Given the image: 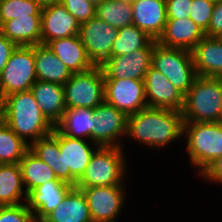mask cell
I'll use <instances>...</instances> for the list:
<instances>
[{
  "mask_svg": "<svg viewBox=\"0 0 222 222\" xmlns=\"http://www.w3.org/2000/svg\"><path fill=\"white\" fill-rule=\"evenodd\" d=\"M74 186L62 180H50L27 194L26 204L36 222H41L63 200Z\"/></svg>",
  "mask_w": 222,
  "mask_h": 222,
  "instance_id": "obj_17",
  "label": "cell"
},
{
  "mask_svg": "<svg viewBox=\"0 0 222 222\" xmlns=\"http://www.w3.org/2000/svg\"><path fill=\"white\" fill-rule=\"evenodd\" d=\"M2 120L28 144L54 130L31 90L15 92L2 99Z\"/></svg>",
  "mask_w": 222,
  "mask_h": 222,
  "instance_id": "obj_2",
  "label": "cell"
},
{
  "mask_svg": "<svg viewBox=\"0 0 222 222\" xmlns=\"http://www.w3.org/2000/svg\"><path fill=\"white\" fill-rule=\"evenodd\" d=\"M201 177L207 181L222 183V156L213 161L201 174Z\"/></svg>",
  "mask_w": 222,
  "mask_h": 222,
  "instance_id": "obj_39",
  "label": "cell"
},
{
  "mask_svg": "<svg viewBox=\"0 0 222 222\" xmlns=\"http://www.w3.org/2000/svg\"><path fill=\"white\" fill-rule=\"evenodd\" d=\"M222 108V94L216 77L197 76L184 95V122H216Z\"/></svg>",
  "mask_w": 222,
  "mask_h": 222,
  "instance_id": "obj_5",
  "label": "cell"
},
{
  "mask_svg": "<svg viewBox=\"0 0 222 222\" xmlns=\"http://www.w3.org/2000/svg\"><path fill=\"white\" fill-rule=\"evenodd\" d=\"M219 81V86L221 88V94H222V76L216 77Z\"/></svg>",
  "mask_w": 222,
  "mask_h": 222,
  "instance_id": "obj_44",
  "label": "cell"
},
{
  "mask_svg": "<svg viewBox=\"0 0 222 222\" xmlns=\"http://www.w3.org/2000/svg\"><path fill=\"white\" fill-rule=\"evenodd\" d=\"M1 33L16 46L41 44V17H18L5 22Z\"/></svg>",
  "mask_w": 222,
  "mask_h": 222,
  "instance_id": "obj_26",
  "label": "cell"
},
{
  "mask_svg": "<svg viewBox=\"0 0 222 222\" xmlns=\"http://www.w3.org/2000/svg\"><path fill=\"white\" fill-rule=\"evenodd\" d=\"M37 80L64 85L72 73L65 64L44 44L33 46Z\"/></svg>",
  "mask_w": 222,
  "mask_h": 222,
  "instance_id": "obj_25",
  "label": "cell"
},
{
  "mask_svg": "<svg viewBox=\"0 0 222 222\" xmlns=\"http://www.w3.org/2000/svg\"><path fill=\"white\" fill-rule=\"evenodd\" d=\"M145 99L148 107L182 111L184 95L158 70L149 67L144 78Z\"/></svg>",
  "mask_w": 222,
  "mask_h": 222,
  "instance_id": "obj_15",
  "label": "cell"
},
{
  "mask_svg": "<svg viewBox=\"0 0 222 222\" xmlns=\"http://www.w3.org/2000/svg\"><path fill=\"white\" fill-rule=\"evenodd\" d=\"M123 148L99 146L75 187L125 185L127 167Z\"/></svg>",
  "mask_w": 222,
  "mask_h": 222,
  "instance_id": "obj_4",
  "label": "cell"
},
{
  "mask_svg": "<svg viewBox=\"0 0 222 222\" xmlns=\"http://www.w3.org/2000/svg\"><path fill=\"white\" fill-rule=\"evenodd\" d=\"M35 1L38 2L42 7L61 2V0H35Z\"/></svg>",
  "mask_w": 222,
  "mask_h": 222,
  "instance_id": "obj_41",
  "label": "cell"
},
{
  "mask_svg": "<svg viewBox=\"0 0 222 222\" xmlns=\"http://www.w3.org/2000/svg\"><path fill=\"white\" fill-rule=\"evenodd\" d=\"M205 36V32L190 18L167 19L157 42L164 47L192 51Z\"/></svg>",
  "mask_w": 222,
  "mask_h": 222,
  "instance_id": "obj_19",
  "label": "cell"
},
{
  "mask_svg": "<svg viewBox=\"0 0 222 222\" xmlns=\"http://www.w3.org/2000/svg\"><path fill=\"white\" fill-rule=\"evenodd\" d=\"M105 102L127 115L147 107L144 80L104 79Z\"/></svg>",
  "mask_w": 222,
  "mask_h": 222,
  "instance_id": "obj_13",
  "label": "cell"
},
{
  "mask_svg": "<svg viewBox=\"0 0 222 222\" xmlns=\"http://www.w3.org/2000/svg\"><path fill=\"white\" fill-rule=\"evenodd\" d=\"M66 109L89 108L105 101L104 73L100 66L81 73H72L63 85Z\"/></svg>",
  "mask_w": 222,
  "mask_h": 222,
  "instance_id": "obj_7",
  "label": "cell"
},
{
  "mask_svg": "<svg viewBox=\"0 0 222 222\" xmlns=\"http://www.w3.org/2000/svg\"><path fill=\"white\" fill-rule=\"evenodd\" d=\"M91 142L99 146L123 147L121 137L127 134L128 115L105 101L93 109Z\"/></svg>",
  "mask_w": 222,
  "mask_h": 222,
  "instance_id": "obj_9",
  "label": "cell"
},
{
  "mask_svg": "<svg viewBox=\"0 0 222 222\" xmlns=\"http://www.w3.org/2000/svg\"><path fill=\"white\" fill-rule=\"evenodd\" d=\"M183 125L181 111L147 106L128 115L126 137L152 148H164L183 138Z\"/></svg>",
  "mask_w": 222,
  "mask_h": 222,
  "instance_id": "obj_1",
  "label": "cell"
},
{
  "mask_svg": "<svg viewBox=\"0 0 222 222\" xmlns=\"http://www.w3.org/2000/svg\"><path fill=\"white\" fill-rule=\"evenodd\" d=\"M29 150L51 167L57 179L70 184V171H64V157L59 150V130H54L29 144Z\"/></svg>",
  "mask_w": 222,
  "mask_h": 222,
  "instance_id": "obj_24",
  "label": "cell"
},
{
  "mask_svg": "<svg viewBox=\"0 0 222 222\" xmlns=\"http://www.w3.org/2000/svg\"><path fill=\"white\" fill-rule=\"evenodd\" d=\"M151 66L162 73L183 95L189 91L197 77L191 51L164 47L158 42L152 50Z\"/></svg>",
  "mask_w": 222,
  "mask_h": 222,
  "instance_id": "obj_6",
  "label": "cell"
},
{
  "mask_svg": "<svg viewBox=\"0 0 222 222\" xmlns=\"http://www.w3.org/2000/svg\"><path fill=\"white\" fill-rule=\"evenodd\" d=\"M42 6L35 0H0L2 25L18 17H41Z\"/></svg>",
  "mask_w": 222,
  "mask_h": 222,
  "instance_id": "obj_33",
  "label": "cell"
},
{
  "mask_svg": "<svg viewBox=\"0 0 222 222\" xmlns=\"http://www.w3.org/2000/svg\"><path fill=\"white\" fill-rule=\"evenodd\" d=\"M215 3L208 0H192L190 19L204 32L208 29Z\"/></svg>",
  "mask_w": 222,
  "mask_h": 222,
  "instance_id": "obj_34",
  "label": "cell"
},
{
  "mask_svg": "<svg viewBox=\"0 0 222 222\" xmlns=\"http://www.w3.org/2000/svg\"><path fill=\"white\" fill-rule=\"evenodd\" d=\"M41 222H93L86 196L81 189L73 187L61 203Z\"/></svg>",
  "mask_w": 222,
  "mask_h": 222,
  "instance_id": "obj_23",
  "label": "cell"
},
{
  "mask_svg": "<svg viewBox=\"0 0 222 222\" xmlns=\"http://www.w3.org/2000/svg\"><path fill=\"white\" fill-rule=\"evenodd\" d=\"M205 35L211 38H222V2L215 3L213 14Z\"/></svg>",
  "mask_w": 222,
  "mask_h": 222,
  "instance_id": "obj_38",
  "label": "cell"
},
{
  "mask_svg": "<svg viewBox=\"0 0 222 222\" xmlns=\"http://www.w3.org/2000/svg\"><path fill=\"white\" fill-rule=\"evenodd\" d=\"M1 30H2V23H1V20H0V33H1Z\"/></svg>",
  "mask_w": 222,
  "mask_h": 222,
  "instance_id": "obj_48",
  "label": "cell"
},
{
  "mask_svg": "<svg viewBox=\"0 0 222 222\" xmlns=\"http://www.w3.org/2000/svg\"><path fill=\"white\" fill-rule=\"evenodd\" d=\"M93 116V109H66L61 121L55 127L68 137L84 140L87 138L91 141V132L95 127Z\"/></svg>",
  "mask_w": 222,
  "mask_h": 222,
  "instance_id": "obj_28",
  "label": "cell"
},
{
  "mask_svg": "<svg viewBox=\"0 0 222 222\" xmlns=\"http://www.w3.org/2000/svg\"><path fill=\"white\" fill-rule=\"evenodd\" d=\"M30 90L43 115L55 127L66 111L63 85L37 80Z\"/></svg>",
  "mask_w": 222,
  "mask_h": 222,
  "instance_id": "obj_20",
  "label": "cell"
},
{
  "mask_svg": "<svg viewBox=\"0 0 222 222\" xmlns=\"http://www.w3.org/2000/svg\"><path fill=\"white\" fill-rule=\"evenodd\" d=\"M190 165L200 174L219 156H222V126L217 122H184Z\"/></svg>",
  "mask_w": 222,
  "mask_h": 222,
  "instance_id": "obj_3",
  "label": "cell"
},
{
  "mask_svg": "<svg viewBox=\"0 0 222 222\" xmlns=\"http://www.w3.org/2000/svg\"><path fill=\"white\" fill-rule=\"evenodd\" d=\"M157 40H152L144 49H138L126 55L108 58L100 67L104 79L144 80L151 66L152 50Z\"/></svg>",
  "mask_w": 222,
  "mask_h": 222,
  "instance_id": "obj_12",
  "label": "cell"
},
{
  "mask_svg": "<svg viewBox=\"0 0 222 222\" xmlns=\"http://www.w3.org/2000/svg\"><path fill=\"white\" fill-rule=\"evenodd\" d=\"M29 150V144L17 136L3 121H0V164L19 163Z\"/></svg>",
  "mask_w": 222,
  "mask_h": 222,
  "instance_id": "obj_31",
  "label": "cell"
},
{
  "mask_svg": "<svg viewBox=\"0 0 222 222\" xmlns=\"http://www.w3.org/2000/svg\"><path fill=\"white\" fill-rule=\"evenodd\" d=\"M80 23L59 2L42 7L41 44L65 37L79 35Z\"/></svg>",
  "mask_w": 222,
  "mask_h": 222,
  "instance_id": "obj_14",
  "label": "cell"
},
{
  "mask_svg": "<svg viewBox=\"0 0 222 222\" xmlns=\"http://www.w3.org/2000/svg\"><path fill=\"white\" fill-rule=\"evenodd\" d=\"M89 2L93 3L95 6L98 5L103 0H88Z\"/></svg>",
  "mask_w": 222,
  "mask_h": 222,
  "instance_id": "obj_43",
  "label": "cell"
},
{
  "mask_svg": "<svg viewBox=\"0 0 222 222\" xmlns=\"http://www.w3.org/2000/svg\"><path fill=\"white\" fill-rule=\"evenodd\" d=\"M208 1H211L213 3H219V2H222V0H208Z\"/></svg>",
  "mask_w": 222,
  "mask_h": 222,
  "instance_id": "obj_47",
  "label": "cell"
},
{
  "mask_svg": "<svg viewBox=\"0 0 222 222\" xmlns=\"http://www.w3.org/2000/svg\"><path fill=\"white\" fill-rule=\"evenodd\" d=\"M23 198L26 202L27 192L23 188L19 164H0V206L22 204Z\"/></svg>",
  "mask_w": 222,
  "mask_h": 222,
  "instance_id": "obj_27",
  "label": "cell"
},
{
  "mask_svg": "<svg viewBox=\"0 0 222 222\" xmlns=\"http://www.w3.org/2000/svg\"><path fill=\"white\" fill-rule=\"evenodd\" d=\"M95 16L110 26L119 29L132 25L133 9L130 3L118 0H103L96 5Z\"/></svg>",
  "mask_w": 222,
  "mask_h": 222,
  "instance_id": "obj_32",
  "label": "cell"
},
{
  "mask_svg": "<svg viewBox=\"0 0 222 222\" xmlns=\"http://www.w3.org/2000/svg\"><path fill=\"white\" fill-rule=\"evenodd\" d=\"M118 1H122V2H126V3L132 4V3H134L137 0H118Z\"/></svg>",
  "mask_w": 222,
  "mask_h": 222,
  "instance_id": "obj_46",
  "label": "cell"
},
{
  "mask_svg": "<svg viewBox=\"0 0 222 222\" xmlns=\"http://www.w3.org/2000/svg\"><path fill=\"white\" fill-rule=\"evenodd\" d=\"M132 24L146 32L152 39L158 40L163 34L167 22L165 0H137L131 4Z\"/></svg>",
  "mask_w": 222,
  "mask_h": 222,
  "instance_id": "obj_18",
  "label": "cell"
},
{
  "mask_svg": "<svg viewBox=\"0 0 222 222\" xmlns=\"http://www.w3.org/2000/svg\"><path fill=\"white\" fill-rule=\"evenodd\" d=\"M167 19L190 18L192 0H165Z\"/></svg>",
  "mask_w": 222,
  "mask_h": 222,
  "instance_id": "obj_37",
  "label": "cell"
},
{
  "mask_svg": "<svg viewBox=\"0 0 222 222\" xmlns=\"http://www.w3.org/2000/svg\"><path fill=\"white\" fill-rule=\"evenodd\" d=\"M79 36L87 55L95 66L111 57V49L118 36V28L96 16L80 24Z\"/></svg>",
  "mask_w": 222,
  "mask_h": 222,
  "instance_id": "obj_11",
  "label": "cell"
},
{
  "mask_svg": "<svg viewBox=\"0 0 222 222\" xmlns=\"http://www.w3.org/2000/svg\"><path fill=\"white\" fill-rule=\"evenodd\" d=\"M76 188L86 196L93 222H116L125 203L126 185Z\"/></svg>",
  "mask_w": 222,
  "mask_h": 222,
  "instance_id": "obj_10",
  "label": "cell"
},
{
  "mask_svg": "<svg viewBox=\"0 0 222 222\" xmlns=\"http://www.w3.org/2000/svg\"><path fill=\"white\" fill-rule=\"evenodd\" d=\"M37 81L33 46H17L0 74V97L29 91Z\"/></svg>",
  "mask_w": 222,
  "mask_h": 222,
  "instance_id": "obj_8",
  "label": "cell"
},
{
  "mask_svg": "<svg viewBox=\"0 0 222 222\" xmlns=\"http://www.w3.org/2000/svg\"><path fill=\"white\" fill-rule=\"evenodd\" d=\"M61 3L80 24L95 17L96 6L88 0H61Z\"/></svg>",
  "mask_w": 222,
  "mask_h": 222,
  "instance_id": "obj_36",
  "label": "cell"
},
{
  "mask_svg": "<svg viewBox=\"0 0 222 222\" xmlns=\"http://www.w3.org/2000/svg\"><path fill=\"white\" fill-rule=\"evenodd\" d=\"M0 222H36L26 202L13 206H0Z\"/></svg>",
  "mask_w": 222,
  "mask_h": 222,
  "instance_id": "obj_35",
  "label": "cell"
},
{
  "mask_svg": "<svg viewBox=\"0 0 222 222\" xmlns=\"http://www.w3.org/2000/svg\"><path fill=\"white\" fill-rule=\"evenodd\" d=\"M17 46L0 33V74Z\"/></svg>",
  "mask_w": 222,
  "mask_h": 222,
  "instance_id": "obj_40",
  "label": "cell"
},
{
  "mask_svg": "<svg viewBox=\"0 0 222 222\" xmlns=\"http://www.w3.org/2000/svg\"><path fill=\"white\" fill-rule=\"evenodd\" d=\"M46 45L71 73L85 72L95 66L88 57L79 35L49 41Z\"/></svg>",
  "mask_w": 222,
  "mask_h": 222,
  "instance_id": "obj_21",
  "label": "cell"
},
{
  "mask_svg": "<svg viewBox=\"0 0 222 222\" xmlns=\"http://www.w3.org/2000/svg\"><path fill=\"white\" fill-rule=\"evenodd\" d=\"M191 52L197 76H222V38L205 36Z\"/></svg>",
  "mask_w": 222,
  "mask_h": 222,
  "instance_id": "obj_22",
  "label": "cell"
},
{
  "mask_svg": "<svg viewBox=\"0 0 222 222\" xmlns=\"http://www.w3.org/2000/svg\"><path fill=\"white\" fill-rule=\"evenodd\" d=\"M93 143L88 144L86 139L68 137L59 131V150L64 157V171H70V185L74 187L87 168L94 151L99 147Z\"/></svg>",
  "mask_w": 222,
  "mask_h": 222,
  "instance_id": "obj_16",
  "label": "cell"
},
{
  "mask_svg": "<svg viewBox=\"0 0 222 222\" xmlns=\"http://www.w3.org/2000/svg\"><path fill=\"white\" fill-rule=\"evenodd\" d=\"M18 164L21 170L23 186L27 194L47 181L59 180L51 167L30 150L24 154Z\"/></svg>",
  "mask_w": 222,
  "mask_h": 222,
  "instance_id": "obj_29",
  "label": "cell"
},
{
  "mask_svg": "<svg viewBox=\"0 0 222 222\" xmlns=\"http://www.w3.org/2000/svg\"><path fill=\"white\" fill-rule=\"evenodd\" d=\"M153 39L136 25L118 29L117 39L111 49V57L126 55L138 49H144Z\"/></svg>",
  "mask_w": 222,
  "mask_h": 222,
  "instance_id": "obj_30",
  "label": "cell"
},
{
  "mask_svg": "<svg viewBox=\"0 0 222 222\" xmlns=\"http://www.w3.org/2000/svg\"><path fill=\"white\" fill-rule=\"evenodd\" d=\"M2 120V99L0 97V121Z\"/></svg>",
  "mask_w": 222,
  "mask_h": 222,
  "instance_id": "obj_45",
  "label": "cell"
},
{
  "mask_svg": "<svg viewBox=\"0 0 222 222\" xmlns=\"http://www.w3.org/2000/svg\"><path fill=\"white\" fill-rule=\"evenodd\" d=\"M216 122H217L219 125L222 126V108H221V110H220V115H219V117H218V119H217Z\"/></svg>",
  "mask_w": 222,
  "mask_h": 222,
  "instance_id": "obj_42",
  "label": "cell"
}]
</instances>
